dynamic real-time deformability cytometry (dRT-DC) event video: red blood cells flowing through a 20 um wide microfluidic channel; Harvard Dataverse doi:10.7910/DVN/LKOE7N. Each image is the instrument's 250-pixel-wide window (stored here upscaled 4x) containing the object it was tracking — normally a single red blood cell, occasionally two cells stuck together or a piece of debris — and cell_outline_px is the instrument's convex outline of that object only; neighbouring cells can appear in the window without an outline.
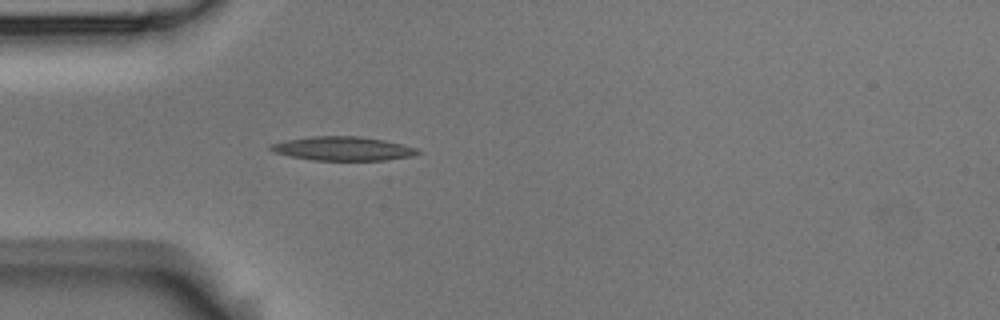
{"species": "Egyptian fruit bat (a non-hibernating species)", "species_latin": "Rousettus aegyptiacus", "temperature_condition": "room temperature", "stored_images_in_passage": 5, "camera_frame_rate_fps": 3000, "um_per_image_px": 0.085, "animal": {"sex": "male"}, "frame": {"image": 1, "passage_image": 5, "time_ms": 1.333, "image_size_px": [1000, 320], "cell_outline_px": [[424, 152], [412, 156], [388, 160], [312, 160], [288, 156], [276, 152], [268, 148], [272, 144], [288, 140], [312, 136], [360, 136], [384, 140], [416, 148]], "centroid_in_image_um": [29.19, 12.63], "position_along_channel_um": 55.8, "area_um2": 20.4}}